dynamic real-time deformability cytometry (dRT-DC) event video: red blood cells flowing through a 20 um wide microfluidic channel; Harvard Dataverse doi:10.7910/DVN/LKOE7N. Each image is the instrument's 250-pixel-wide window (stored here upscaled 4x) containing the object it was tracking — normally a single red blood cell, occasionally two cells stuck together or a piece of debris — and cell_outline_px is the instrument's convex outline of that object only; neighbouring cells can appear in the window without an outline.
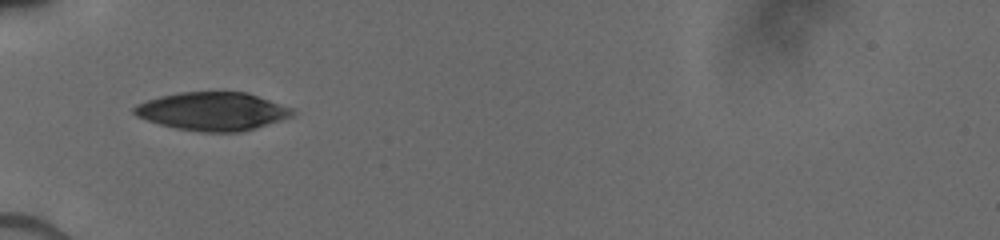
{"species": "human", "species_latin": "Homo sapiens", "temperature_condition": "cold", "stored_images_in_passage": 18, "camera_frame_rate_fps": 3000, "um_per_image_px": 0.085, "donor": {"sex": "male"}, "frame": {"image": 1, "passage_image": 1, "time_ms": 0.0, "image_size_px": [1000, 240], "cell_outline_px": [[296, 112], [292, 116], [280, 120], [240, 132], [200, 132], [176, 128], [160, 124], [136, 116], [132, 112], [132, 108], [136, 104], [160, 96], [180, 92], [248, 92], [292, 108]], "centroid_in_image_um": [18.05, 9.46], "position_along_channel_um": 67.0, "area_um2": 35.14}}
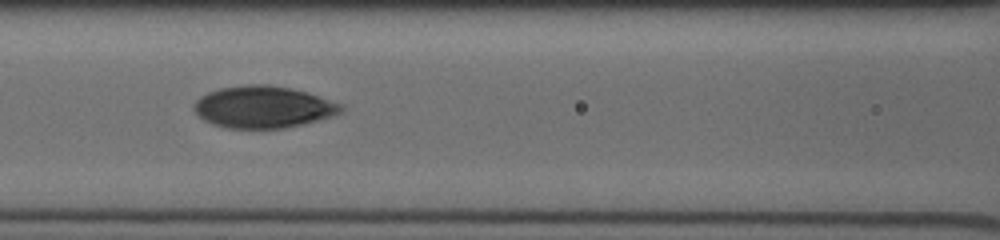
{"frame": {"image": 2, "passage_image": 6, "time_ms": 2.0, "image_size_px": [1000, 240], "cell_outline_px": [[344, 108], [340, 112], [332, 116], [304, 124], [284, 128], [224, 128], [212, 124], [204, 120], [192, 108], [192, 104], [200, 96], [208, 92], [220, 88], [244, 84], [268, 84], [292, 88], [308, 92], [344, 104]], "centroid_in_image_um": [22.37, 9.08], "position_along_channel_um": 144.2, "area_um2": 36.3}}
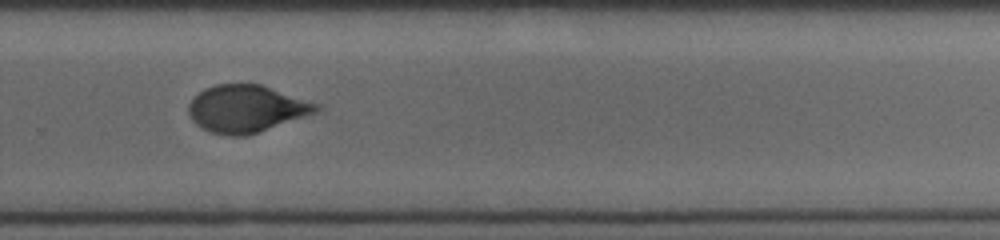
{"frame": {"image": 3, "passage_image": 16, "time_ms": 6.0, "image_size_px": [1000, 240], "cell_outline_px": [[320, 112], [248, 136], [228, 136], [212, 132], [196, 124], [192, 120], [188, 112], [188, 104], [204, 88], [216, 84], [260, 84], [320, 104]], "centroid_in_image_um": [20.98, 9.25], "position_along_channel_um": 308.8, "area_um2": 35.32}}